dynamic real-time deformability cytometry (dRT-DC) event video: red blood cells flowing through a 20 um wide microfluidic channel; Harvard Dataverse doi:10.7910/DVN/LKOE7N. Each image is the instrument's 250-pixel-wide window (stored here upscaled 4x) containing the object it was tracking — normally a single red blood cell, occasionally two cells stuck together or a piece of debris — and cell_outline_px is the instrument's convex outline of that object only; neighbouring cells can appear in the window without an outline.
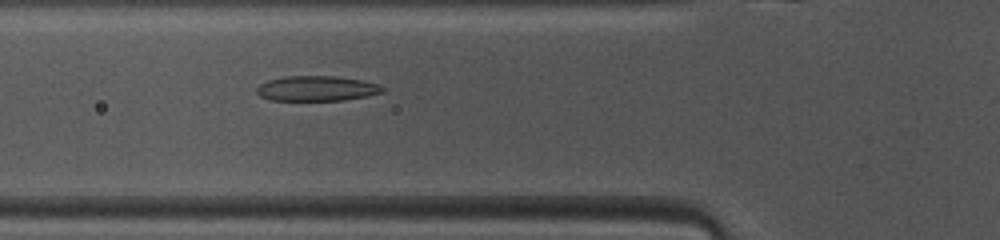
{"species": "common noctule bat (a hibernating species)", "species_latin": "Nyctalus noctula", "temperature_condition": "warm", "stored_images_in_passage": 47, "camera_frame_rate_fps": 3000, "um_per_image_px": 0.085, "animal": {"sex": "female", "body_mass_g": 10.0, "forearm_length_mm": 53.1}, "frame": {"image": 1, "passage_image": 15, "time_ms": 4.667, "image_size_px": [1000, 240], "cell_outline_px": [[384, 92], [368, 96], [344, 100], [272, 100], [260, 96], [256, 92], [256, 88], [260, 84], [268, 80], [284, 76], [336, 76], [364, 80], [376, 84], [384, 88]], "centroid_in_image_um": [26.92, 7.51], "position_along_channel_um": 98.9, "area_um2": 18.44}}
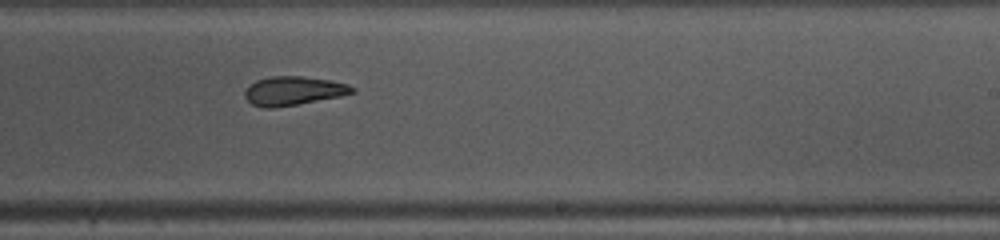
{"frame": {"image": 2, "passage_image": 27, "time_ms": 8.667, "image_size_px": [1000, 240], "cell_outline_px": [[356, 92], [340, 96], [296, 104], [272, 108], [264, 108], [252, 104], [244, 96], [244, 92], [248, 84], [256, 80], [268, 76], [300, 76], [328, 80], [348, 84], [356, 88]], "centroid_in_image_um": [24.9, 7.71], "position_along_channel_um": 264.1, "area_um2": 18.03}}
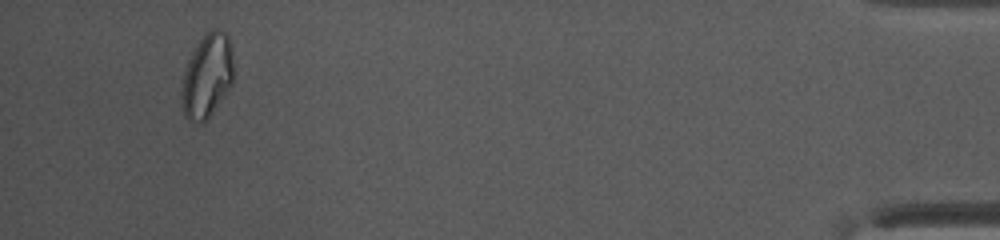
{"frame": {"image": 3, "passage_image": 44, "time_ms": 14.333, "image_size_px": [1000, 240], "cell_outline_px": [[232, 84], [204, 124], [200, 124], [188, 120], [184, 116], [180, 104], [180, 92], [184, 72], [188, 60], [192, 52], [204, 32], [208, 28], [216, 28], [228, 32], [232, 52]], "centroid_in_image_um": [17.57, 6.44], "position_along_channel_um": 417.6, "area_um2": 25.95}, "authors_computed_cell_mechanics": {"area_um2": 19.5942, "velocity_mm_per_s": 4.1117, "shape_relaxation_time_tau1_ms": 6.083, "shape_relaxation_time_tau2_ms": 1.6507, "deformation_change_tau1": 0.1586, "deformation_change_tau2": 0.0741}}